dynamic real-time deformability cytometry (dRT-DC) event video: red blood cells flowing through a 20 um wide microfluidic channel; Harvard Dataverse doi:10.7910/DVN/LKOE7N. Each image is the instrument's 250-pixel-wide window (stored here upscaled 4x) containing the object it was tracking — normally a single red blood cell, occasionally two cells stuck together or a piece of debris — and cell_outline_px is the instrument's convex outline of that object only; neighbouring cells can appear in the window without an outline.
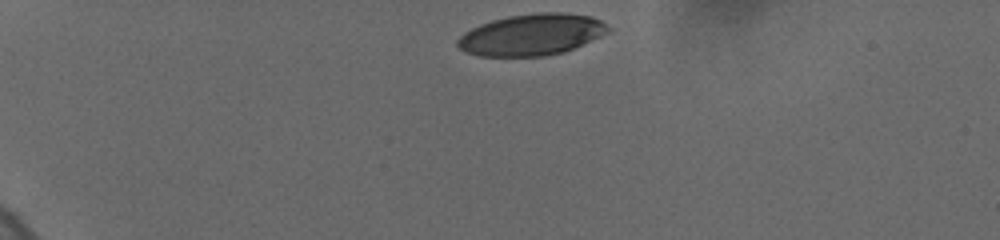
{"species": "human", "species_latin": "Homo sapiens", "temperature_condition": "cold", "stored_images_in_passage": 10, "camera_frame_rate_fps": 3000, "um_per_image_px": 0.085, "donor": {"sex": "female"}, "frame": {"image": 1, "passage_image": 1, "time_ms": 0.0, "image_size_px": [1000, 240], "cell_outline_px": [[608, 32], [600, 36], [564, 52], [544, 56], [480, 56], [468, 52], [460, 48], [456, 44], [456, 40], [464, 32], [480, 24], [492, 20], [508, 16], [536, 12], [560, 12], [592, 16], [600, 20], [608, 28]], "centroid_in_image_um": [45.16, 2.94], "position_along_channel_um": 39.8, "area_um2": 36.13}}
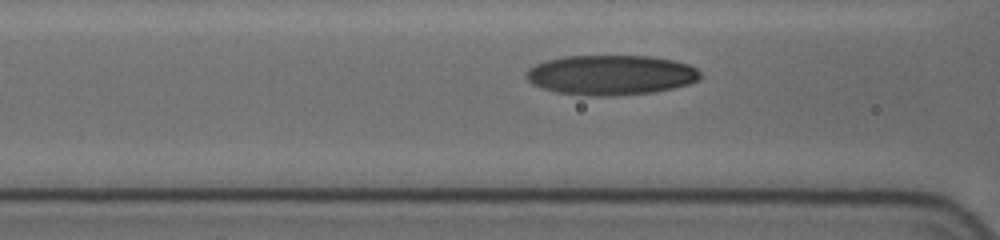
{"frame": {"image": 2, "passage_image": 6, "time_ms": 4.0, "image_size_px": [1000, 240], "cell_outline_px": [[700, 80], [688, 84], [672, 88], [652, 92], [612, 96], [592, 96], [556, 92], [532, 84], [524, 76], [524, 72], [528, 68], [544, 60], [564, 56], [652, 56], [672, 60], [688, 64], [696, 68], [700, 72]], "centroid_in_image_um": [51.89, 6.37], "position_along_channel_um": 114.7, "area_um2": 40.63}}
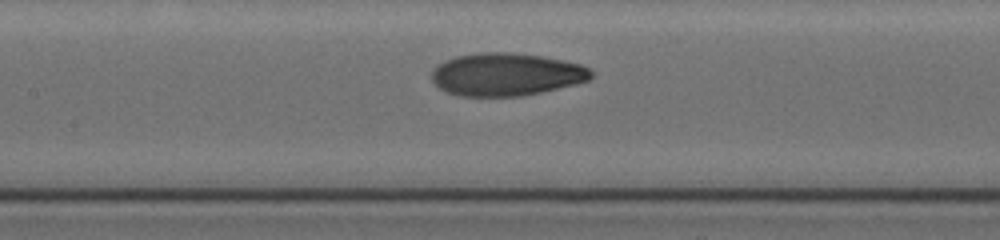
{"frame": {"image": 3, "passage_image": 9, "time_ms": 5.333, "image_size_px": [1000, 240], "cell_outline_px": [[592, 76], [588, 80], [540, 92], [520, 96], [460, 96], [448, 92], [440, 88], [432, 80], [432, 68], [436, 64], [444, 60], [456, 56], [480, 52], [508, 52], [544, 56], [564, 60], [580, 64], [588, 68], [592, 72]], "centroid_in_image_um": [42.98, 6.31], "position_along_channel_um": 164.4, "area_um2": 39.65}}